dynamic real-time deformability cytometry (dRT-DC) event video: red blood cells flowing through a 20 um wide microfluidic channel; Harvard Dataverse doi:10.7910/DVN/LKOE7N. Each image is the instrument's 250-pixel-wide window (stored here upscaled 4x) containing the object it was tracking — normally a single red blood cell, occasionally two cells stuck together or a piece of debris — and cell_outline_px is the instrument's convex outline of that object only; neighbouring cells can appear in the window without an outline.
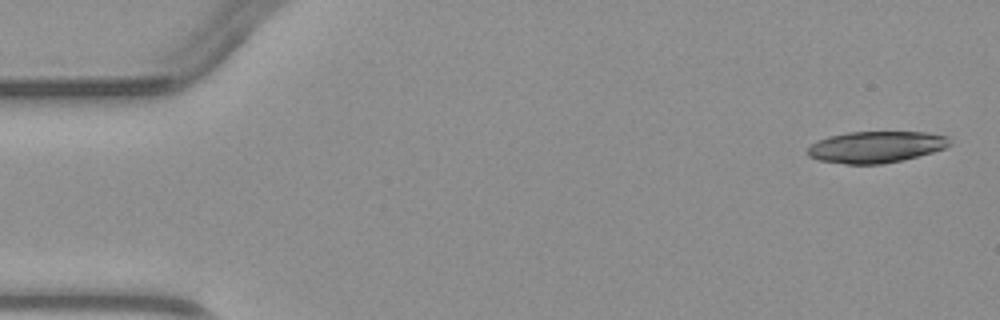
{"species": "common noctule bat (a hibernating species)", "species_latin": "Nyctalus noctula", "temperature_condition": "warm", "stored_images_in_passage": 3, "camera_frame_rate_fps": 3000, "um_per_image_px": 0.085, "animal": {"sex": "male", "body_mass_g": 23.1, "forearm_length_mm": 52.7}, "frame": {"image": 1, "passage_image": 1, "time_ms": 0.0, "image_size_px": [1000, 320], "cell_outline_px": [[952, 144], [944, 148], [932, 152], [900, 160], [880, 164], [848, 164], [820, 160], [808, 156], [808, 148], [812, 144], [828, 136], [848, 132], [928, 132], [948, 136]], "centroid_in_image_um": [74.48, 12.48], "position_along_channel_um": 10.5, "area_um2": 25.84}}